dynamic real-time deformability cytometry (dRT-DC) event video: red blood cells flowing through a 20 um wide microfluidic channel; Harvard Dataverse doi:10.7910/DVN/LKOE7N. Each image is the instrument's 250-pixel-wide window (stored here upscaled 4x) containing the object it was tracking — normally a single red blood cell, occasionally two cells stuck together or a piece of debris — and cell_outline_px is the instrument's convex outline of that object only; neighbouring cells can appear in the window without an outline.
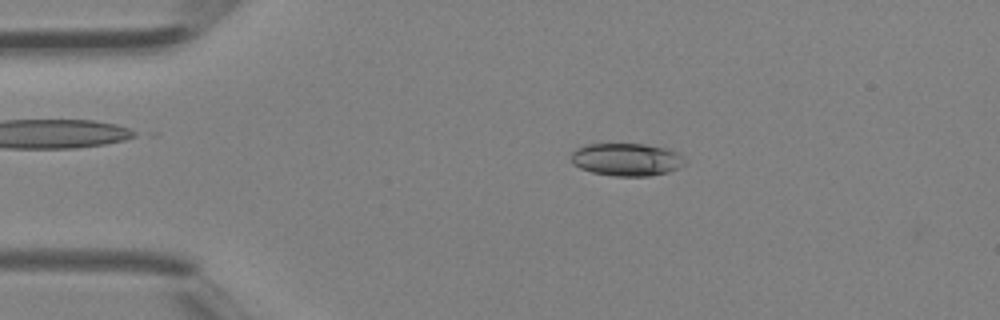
{"species": "Egyptian fruit bat (a non-hibernating species)", "species_latin": "Rousettus aegyptiacus", "temperature_condition": "room temperature", "stored_images_in_passage": 3, "camera_frame_rate_fps": 3000, "um_per_image_px": 0.085, "animal": {"sex": "female"}, "frame": {"image": 1, "passage_image": 2, "time_ms": 0.333, "image_size_px": [1000, 320], "cell_outline_px": [[684, 164], [680, 168], [668, 172], [648, 176], [612, 176], [592, 172], [580, 168], [572, 164], [572, 152], [576, 148], [584, 144], [644, 144], [664, 148], [680, 152], [684, 160]], "centroid_in_image_um": [53.26, 13.56], "position_along_channel_um": 31.7, "area_um2": 21.79}}